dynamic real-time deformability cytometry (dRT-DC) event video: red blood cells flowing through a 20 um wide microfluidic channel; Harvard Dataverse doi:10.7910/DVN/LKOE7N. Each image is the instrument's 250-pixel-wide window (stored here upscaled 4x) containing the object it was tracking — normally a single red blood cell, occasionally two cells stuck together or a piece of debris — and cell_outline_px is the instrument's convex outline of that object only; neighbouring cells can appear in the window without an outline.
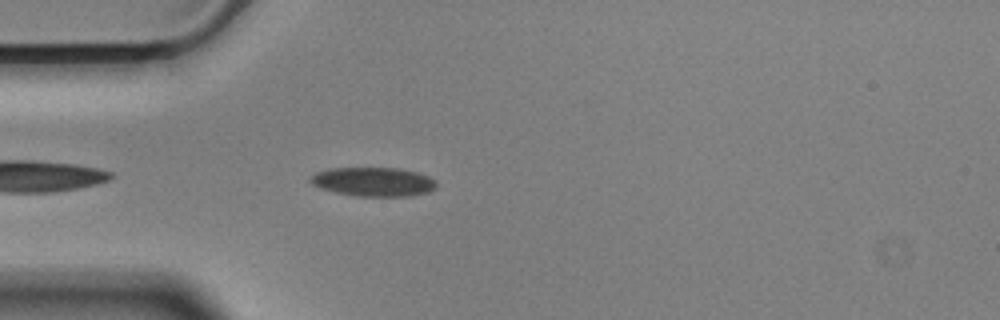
{"species": "Egyptian fruit bat (a non-hibernating species)", "species_latin": "Rousettus aegyptiacus", "temperature_condition": "cold", "stored_images_in_passage": 29, "camera_frame_rate_fps": 3000, "um_per_image_px": 0.085, "animal": {"sex": "male"}, "frame": {"image": 1, "passage_image": 4, "time_ms": 1.0, "image_size_px": [1000, 320], "cell_outline_px": [[436, 188], [428, 192], [408, 196], [356, 196], [336, 192], [312, 184], [308, 180], [316, 172], [328, 168], [400, 168], [416, 172], [428, 176], [436, 180]], "centroid_in_image_um": [31.76, 15.44], "position_along_channel_um": 53.2, "area_um2": 21.21}}
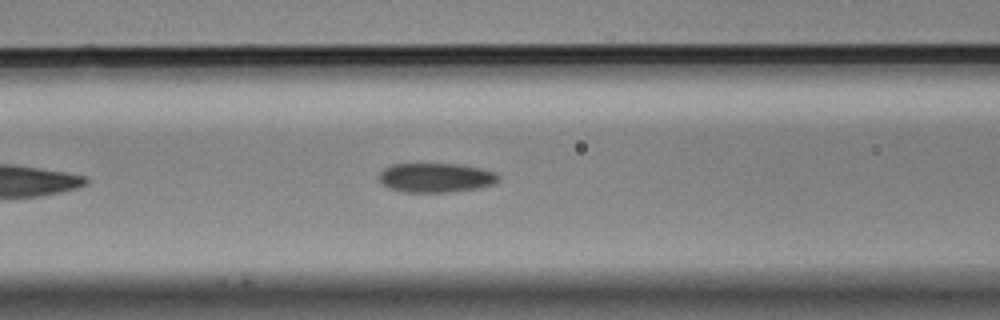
{"frame": {"image": 2, "passage_image": 11, "time_ms": 3.333, "image_size_px": [1000, 320], "cell_outline_px": [[500, 180], [496, 184], [480, 188], [448, 192], [404, 192], [388, 188], [380, 180], [380, 172], [384, 168], [392, 164], [456, 164], [480, 168], [496, 172], [500, 176]], "centroid_in_image_um": [37.1, 15.11], "position_along_channel_um": 129.5, "area_um2": 20.52}}
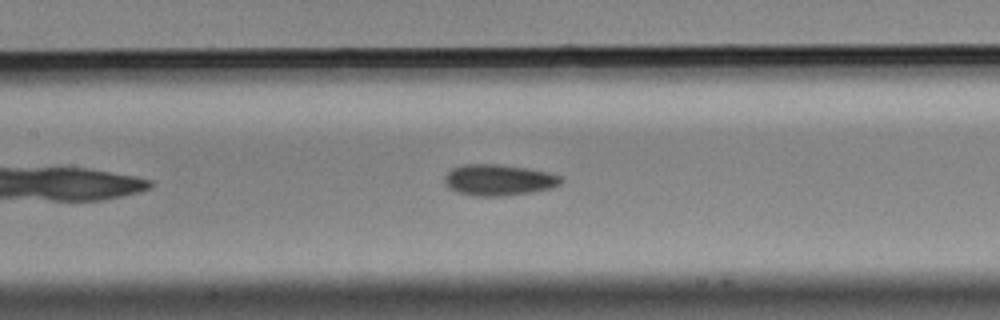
{"frame": {"image": 3, "passage_image": 14, "time_ms": 4.333, "image_size_px": [1000, 320], "cell_outline_px": [[564, 180], [560, 184], [552, 188], [532, 192], [504, 196], [472, 196], [456, 192], [448, 188], [444, 180], [444, 176], [452, 168], [460, 164], [500, 164], [528, 168], [548, 172], [560, 176]], "centroid_in_image_um": [42.37, 15.3], "position_along_channel_um": 165.0, "area_um2": 21.44}}